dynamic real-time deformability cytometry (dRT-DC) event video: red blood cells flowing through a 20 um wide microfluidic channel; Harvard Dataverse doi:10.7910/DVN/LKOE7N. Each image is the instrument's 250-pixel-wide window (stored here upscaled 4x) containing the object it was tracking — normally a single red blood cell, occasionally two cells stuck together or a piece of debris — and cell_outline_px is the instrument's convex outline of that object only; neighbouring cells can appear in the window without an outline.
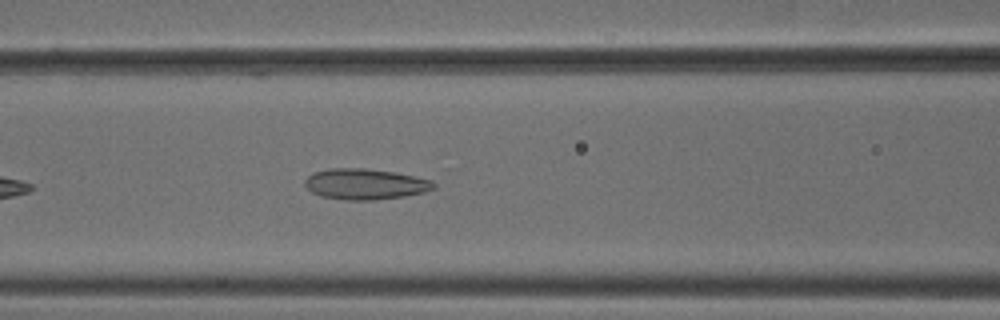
{"species": "common noctule bat (a hibernating species)", "species_latin": "Nyctalus noctula", "temperature_condition": "cold", "stored_images_in_passage": 39, "camera_frame_rate_fps": 3000, "um_per_image_px": 0.085, "animal": {"sex": "male", "body_mass_g": 18.8}, "frame": {"image": 1, "passage_image": 10, "time_ms": 3.0, "image_size_px": [1000, 320], "cell_outline_px": [[436, 188], [424, 192], [404, 196], [376, 200], [344, 200], [320, 196], [312, 192], [304, 184], [304, 180], [308, 176], [316, 172], [328, 168], [364, 168], [396, 172], [432, 180], [436, 184]], "centroid_in_image_um": [31.05, 15.65], "position_along_channel_um": 135.5, "area_um2": 23.24}}
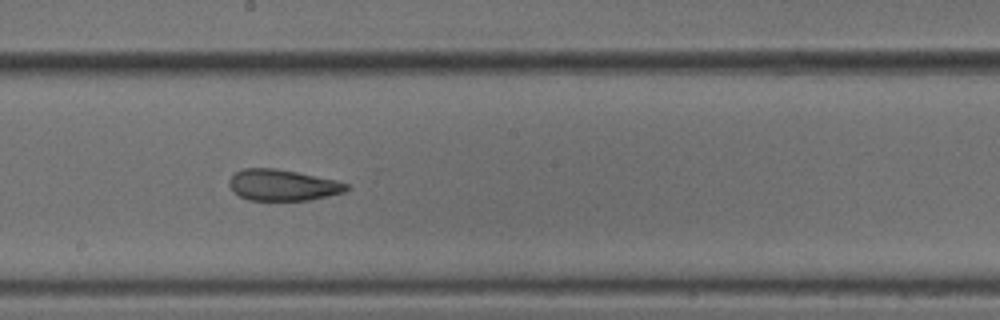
{"frame": {"image": 2, "passage_image": 17, "time_ms": 5.333, "image_size_px": [1000, 320], "cell_outline_px": [[348, 188], [344, 192], [328, 196], [308, 200], [248, 200], [232, 192], [228, 184], [228, 180], [236, 172], [244, 168], [276, 168], [336, 180], [348, 184]], "centroid_in_image_um": [23.99, 15.73], "position_along_channel_um": 224.2, "area_um2": 21.27}}
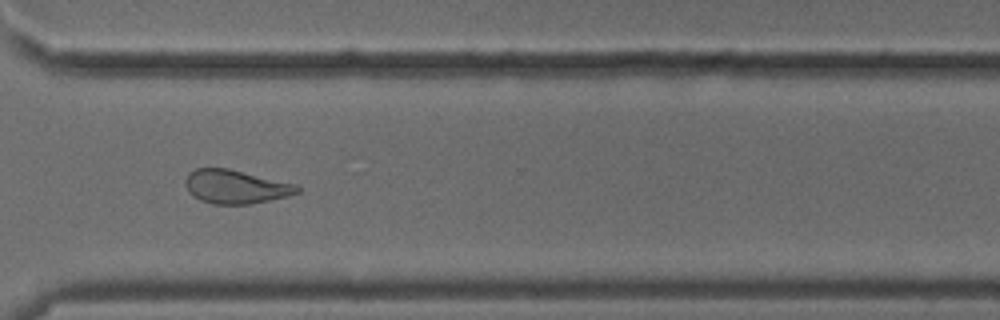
{"frame": {"image": 3, "passage_image": 27, "time_ms": 8.667, "image_size_px": [1000, 320], "cell_outline_px": [[300, 192], [288, 196], [252, 204], [212, 204], [200, 200], [192, 196], [188, 192], [184, 184], [184, 180], [188, 172], [196, 168], [228, 168], [296, 184], [300, 188]], "centroid_in_image_um": [19.99, 15.87], "position_along_channel_um": 350.6, "area_um2": 22.2}, "authors_computed_cell_mechanics": {"area_um2": 22.8888, "velocity_mm_per_s": 3.7923, "shape_relaxation_time_tau1_ms": null, "shape_relaxation_time_tau2_ms": 2.454, "deformation_change_tau1": null, "deformation_change_tau2": 0.1024}}